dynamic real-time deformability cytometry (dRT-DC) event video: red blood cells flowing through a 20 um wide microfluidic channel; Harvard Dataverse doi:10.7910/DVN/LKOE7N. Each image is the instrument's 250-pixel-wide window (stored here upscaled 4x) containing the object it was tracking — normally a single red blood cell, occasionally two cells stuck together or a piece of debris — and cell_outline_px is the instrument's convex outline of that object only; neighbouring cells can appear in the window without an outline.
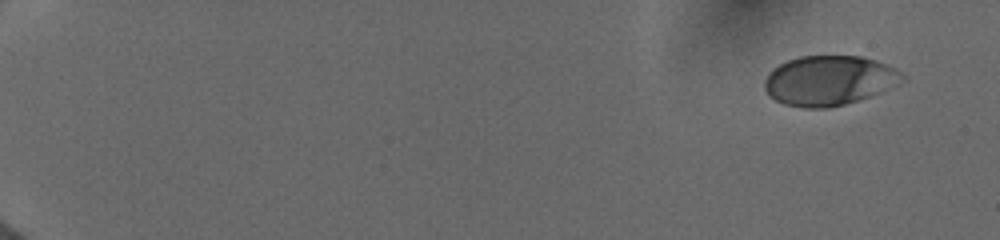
{"species": "human", "species_latin": "Homo sapiens", "temperature_condition": "cold", "stored_images_in_passage": 69, "camera_frame_rate_fps": 3000, "um_per_image_px": 0.085, "donor": {"sex": "female"}, "frame": {"image": 1, "passage_image": 1, "time_ms": 0.0, "image_size_px": [1000, 240], "cell_outline_px": [[908, 76], [904, 80], [880, 92], [844, 104], [828, 108], [804, 108], [784, 104], [768, 96], [764, 88], [764, 80], [772, 68], [788, 60], [800, 56], [860, 56], [876, 60], [888, 64], [896, 68]], "centroid_in_image_um": [70.47, 6.83], "position_along_channel_um": 14.5, "area_um2": 40.06}}
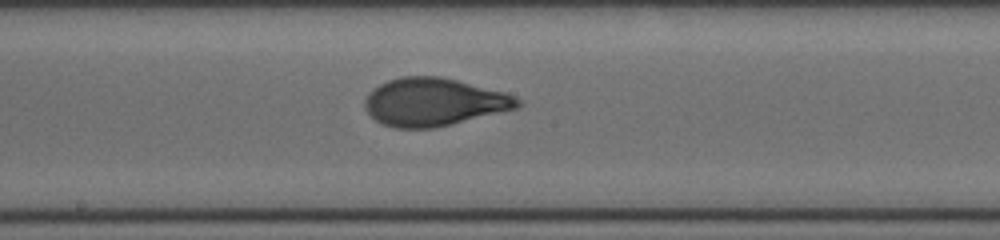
{"frame": {"image": 2, "passage_image": 38, "time_ms": 9.667, "image_size_px": [1000, 240], "cell_outline_px": [[524, 104], [516, 108], [452, 124], [432, 128], [396, 128], [384, 124], [376, 120], [364, 108], [364, 100], [368, 92], [372, 88], [388, 80], [404, 76], [440, 76], [504, 92], [520, 100]], "centroid_in_image_um": [36.84, 8.67], "position_along_channel_um": 211.4, "area_um2": 42.37}}
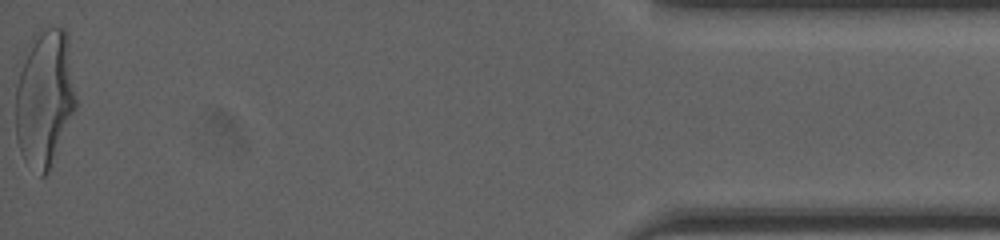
{"frame": {"image": 3, "passage_image": 68, "time_ms": 17.0, "image_size_px": [1000, 240], "cell_outline_px": [[76, 108], [52, 164], [48, 172], [44, 176], [40, 176], [24, 160], [20, 152], [16, 136], [16, 88], [24, 48], [36, 32], [48, 28], [64, 28], [68, 32], [76, 96]], "centroid_in_image_um": [3.79, 8.3], "position_along_channel_um": 431.4, "area_um2": 48.84}, "authors_computed_cell_mechanics": {"area_um2": 41.616, "velocity_mm_per_s": 3.9653, "shape_relaxation_time_tau1_ms": 3.1169, "shape_relaxation_time_tau2_ms": null, "deformation_change_tau1": 0.1891, "deformation_change_tau2": null}}